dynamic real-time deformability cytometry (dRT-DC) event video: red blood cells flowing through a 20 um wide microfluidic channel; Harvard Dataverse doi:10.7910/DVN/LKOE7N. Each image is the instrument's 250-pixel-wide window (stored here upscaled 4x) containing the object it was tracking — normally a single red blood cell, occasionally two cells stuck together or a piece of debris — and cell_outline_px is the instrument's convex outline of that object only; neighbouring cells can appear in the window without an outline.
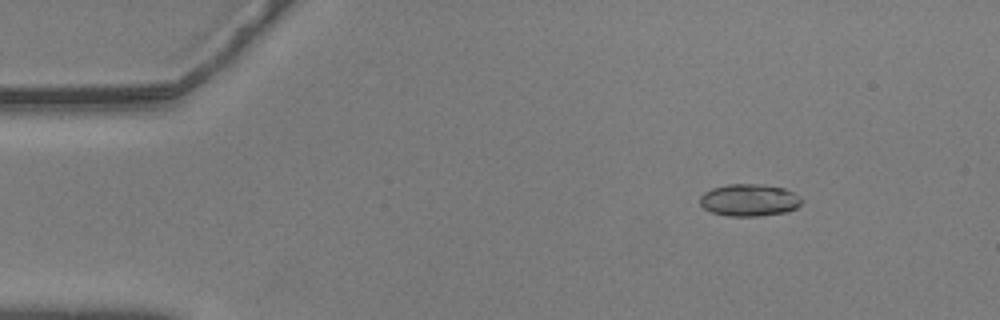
{"species": "common noctule bat (a hibernating species)", "species_latin": "Nyctalus noctula", "temperature_condition": "warm", "stored_images_in_passage": 50, "camera_frame_rate_fps": 3000, "um_per_image_px": 0.085, "animal": {"sex": "male", "body_mass_g": 20.5, "forearm_length_mm": 52.5}, "frame": {"image": 1, "passage_image": 1, "time_ms": 0.0, "image_size_px": [1000, 320], "cell_outline_px": [[800, 204], [796, 208], [788, 212], [760, 216], [728, 216], [712, 212], [704, 208], [700, 204], [700, 196], [704, 192], [712, 188], [728, 184], [760, 184], [784, 188], [800, 196]], "centroid_in_image_um": [63.67, 17.01], "position_along_channel_um": 21.3, "area_um2": 19.07}}
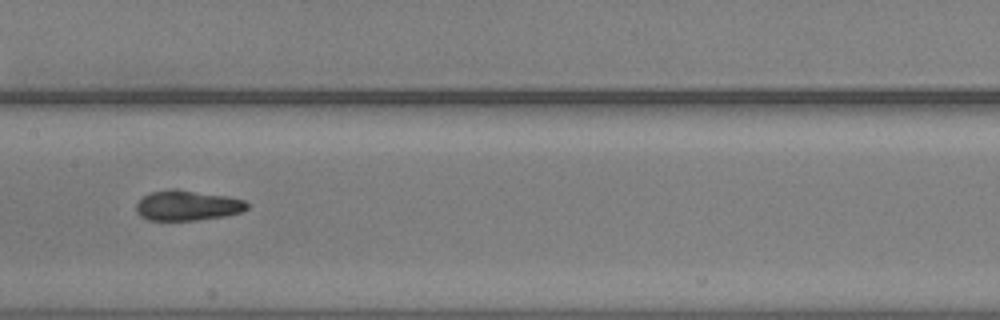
{"frame": {"image": 2, "passage_image": 22, "time_ms": 7.0, "image_size_px": [1000, 320], "cell_outline_px": [[248, 208], [240, 212], [224, 216], [196, 220], [148, 220], [140, 216], [136, 212], [136, 204], [148, 192], [168, 188], [176, 188], [228, 196], [244, 200], [248, 204]], "centroid_in_image_um": [15.89, 17.45], "position_along_channel_um": 191.5, "area_um2": 19.71}}
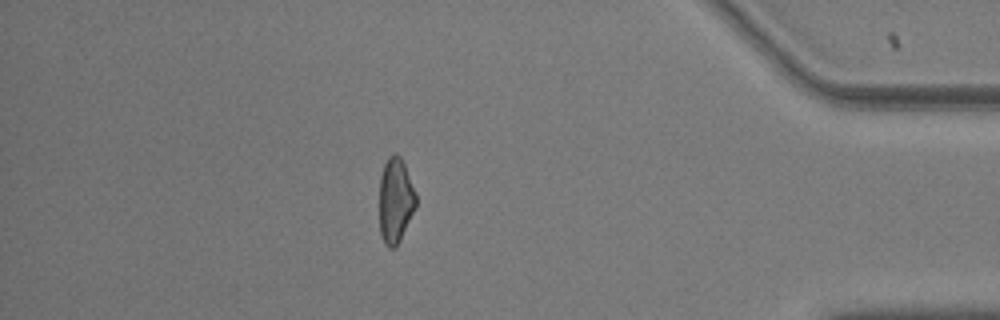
{"frame": {"image": 3, "passage_image": 43, "time_ms": 14.0, "image_size_px": [1000, 320], "cell_outline_px": [[416, 208], [396, 248], [388, 248], [384, 244], [380, 232], [380, 176], [384, 164], [388, 156], [396, 152], [400, 156], [404, 164], [416, 192]], "centroid_in_image_um": [33.62, 17.04], "position_along_channel_um": 401.6, "area_um2": 18.32}, "authors_computed_cell_mechanics": {"area_um2": 19.1318, "velocity_mm_per_s": 3.5757, "shape_relaxation_time_tau1_ms": 9.7341, "shape_relaxation_time_tau2_ms": 1.9917, "deformation_change_tau1": 0.208, "deformation_change_tau2": 0.071}}